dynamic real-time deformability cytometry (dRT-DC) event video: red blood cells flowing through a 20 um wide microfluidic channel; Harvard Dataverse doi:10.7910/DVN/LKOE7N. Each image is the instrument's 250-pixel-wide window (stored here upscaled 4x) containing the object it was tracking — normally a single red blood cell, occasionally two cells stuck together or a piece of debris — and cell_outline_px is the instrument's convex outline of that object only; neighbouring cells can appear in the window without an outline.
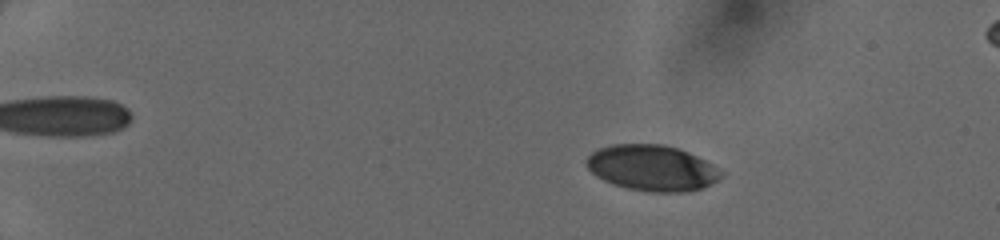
{"species": "human", "species_latin": "Homo sapiens", "temperature_condition": "cold", "stored_images_in_passage": 15, "camera_frame_rate_fps": 3000, "um_per_image_px": 0.085, "donor": {"sex": "female"}, "frame": {"image": 1, "passage_image": 5, "time_ms": 1.333, "image_size_px": [1000, 240], "cell_outline_px": [[724, 176], [720, 180], [712, 184], [688, 192], [648, 192], [628, 188], [612, 184], [596, 176], [584, 164], [584, 160], [592, 152], [600, 148], [612, 144], [664, 144], [680, 148], [712, 164], [724, 172]], "centroid_in_image_um": [55.44, 14.28], "position_along_channel_um": 29.6, "area_um2": 36.3}}